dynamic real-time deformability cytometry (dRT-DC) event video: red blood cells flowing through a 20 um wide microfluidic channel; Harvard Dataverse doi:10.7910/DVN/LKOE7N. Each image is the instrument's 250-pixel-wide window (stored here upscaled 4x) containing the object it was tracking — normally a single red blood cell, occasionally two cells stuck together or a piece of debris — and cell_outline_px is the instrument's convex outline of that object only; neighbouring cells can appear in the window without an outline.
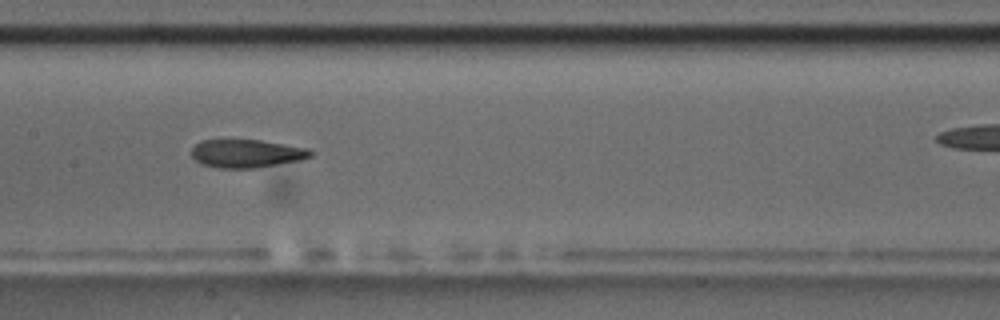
{"species": "common noctule bat (a hibernating species)", "species_latin": "Nyctalus noctula", "temperature_condition": "room temperature", "stored_images_in_passage": 6, "camera_frame_rate_fps": 3000, "um_per_image_px": 0.085, "animal": {"sex": "male", "body_mass_g": 17.5, "forearm_length_mm": 52.3}, "frame": {"image": 1, "passage_image": 4, "time_ms": 3.333, "image_size_px": [1000, 320], "cell_outline_px": [[312, 156], [300, 160], [252, 168], [220, 168], [200, 164], [192, 156], [192, 148], [200, 140], [260, 140], [308, 148], [312, 152]], "centroid_in_image_um": [20.93, 13.04], "position_along_channel_um": 186.5, "area_um2": 19.36}}